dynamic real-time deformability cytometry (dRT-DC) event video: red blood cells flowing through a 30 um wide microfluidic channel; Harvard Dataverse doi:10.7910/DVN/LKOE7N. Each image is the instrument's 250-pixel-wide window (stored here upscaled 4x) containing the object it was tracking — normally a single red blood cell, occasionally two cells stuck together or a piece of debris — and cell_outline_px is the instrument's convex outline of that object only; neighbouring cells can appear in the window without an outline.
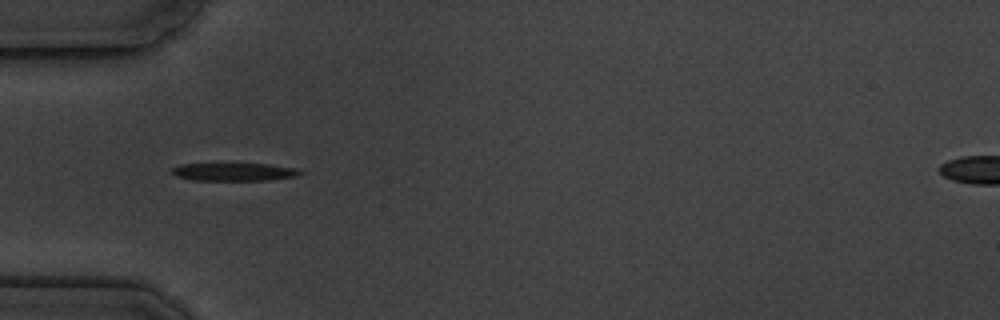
{"species": "common noctule bat (a hibernating species)", "species_latin": "Nyctalus noctula", "temperature_condition": "cold", "stored_images_in_passage": 7, "segment_of_instrument_passage": [2, 2], "camera_frame_rate_fps": 3000, "um_per_image_px": 0.085, "animal": {"sex": "male", "body_mass_g": 19.5, "forearm_length_mm": 54.6}, "frame": {"image": 1, "passage_image": 5, "time_ms": 5.667, "image_size_px": [1000, 320], "cell_outline_px": [[304, 172], [296, 176], [268, 180], [192, 180], [176, 176], [172, 172], [172, 168], [180, 164], [228, 160], [268, 164], [296, 168]], "centroid_in_image_um": [19.84, 14.54], "position_along_channel_um": 65.2, "area_um2": 14.51}}
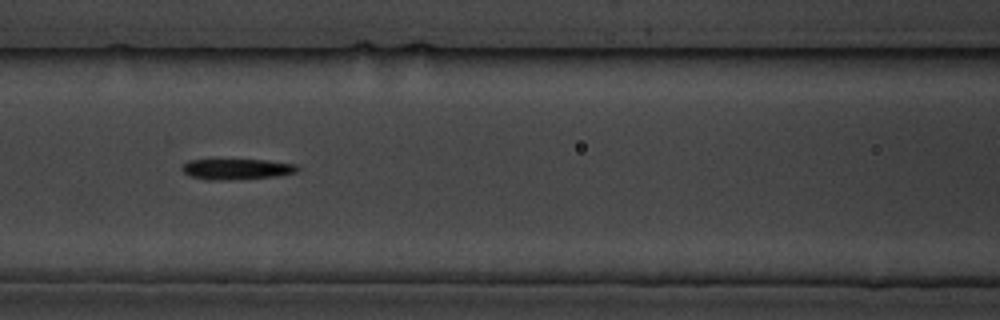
{"frame": {"image": 2, "passage_image": 7, "time_ms": 8.0, "image_size_px": [1000, 320], "cell_outline_px": [[300, 168], [296, 172], [276, 176], [224, 180], [208, 180], [188, 176], [180, 168], [188, 160], [268, 160], [296, 164]], "centroid_in_image_um": [20.11, 14.37], "position_along_channel_um": 146.5, "area_um2": 13.87}}